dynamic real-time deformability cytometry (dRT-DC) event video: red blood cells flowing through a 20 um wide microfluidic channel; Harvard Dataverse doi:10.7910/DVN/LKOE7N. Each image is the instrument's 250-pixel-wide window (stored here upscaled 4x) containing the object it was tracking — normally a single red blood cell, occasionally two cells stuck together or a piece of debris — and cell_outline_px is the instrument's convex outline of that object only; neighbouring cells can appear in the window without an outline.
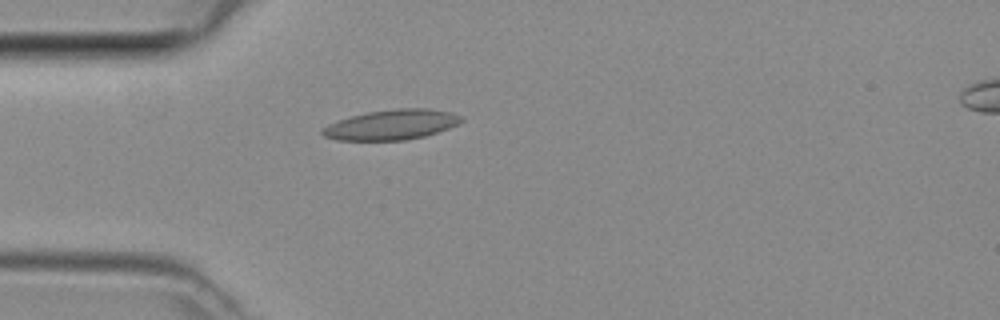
{"species": "common noctule bat (a hibernating species)", "species_latin": "Nyctalus noctula", "temperature_condition": "room temperature", "stored_images_in_passage": 5, "camera_frame_rate_fps": 3000, "um_per_image_px": 0.085, "animal": {"sex": "female", "body_mass_g": 29.2, "forearm_length_mm": 56.3}, "frame": {"image": 1, "passage_image": 5, "time_ms": 1.333, "image_size_px": [1000, 320], "cell_outline_px": [[464, 120], [448, 128], [424, 136], [404, 140], [336, 140], [324, 136], [320, 132], [328, 124], [352, 116], [368, 112], [396, 108], [428, 108], [452, 112], [464, 116]], "centroid_in_image_um": [33.31, 10.59], "position_along_channel_um": 51.7, "area_um2": 24.22}}